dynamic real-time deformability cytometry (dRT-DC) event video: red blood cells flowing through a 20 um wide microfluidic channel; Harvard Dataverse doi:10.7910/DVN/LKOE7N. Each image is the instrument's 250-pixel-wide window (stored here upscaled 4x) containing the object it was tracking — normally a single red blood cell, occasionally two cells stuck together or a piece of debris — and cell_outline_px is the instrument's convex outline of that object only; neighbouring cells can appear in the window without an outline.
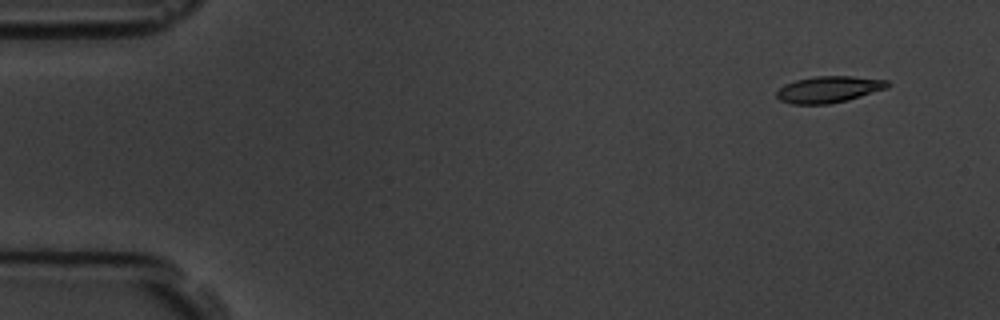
{"species": "common noctule bat (a hibernating species)", "species_latin": "Nyctalus noctula", "temperature_condition": "room temperature", "stored_images_in_passage": 6, "camera_frame_rate_fps": 3000, "um_per_image_px": 0.085, "animal": {"sex": "male", "body_mass_g": 19.5, "forearm_length_mm": 54.6}, "frame": {"image": 1, "passage_image": 2, "time_ms": 1.0, "image_size_px": [1000, 320], "cell_outline_px": [[892, 84], [888, 88], [848, 100], [828, 104], [792, 104], [780, 100], [776, 96], [776, 92], [784, 84], [796, 80], [816, 76], [852, 76], [888, 80]], "centroid_in_image_um": [70.47, 7.59], "position_along_channel_um": 14.5, "area_um2": 17.22}}
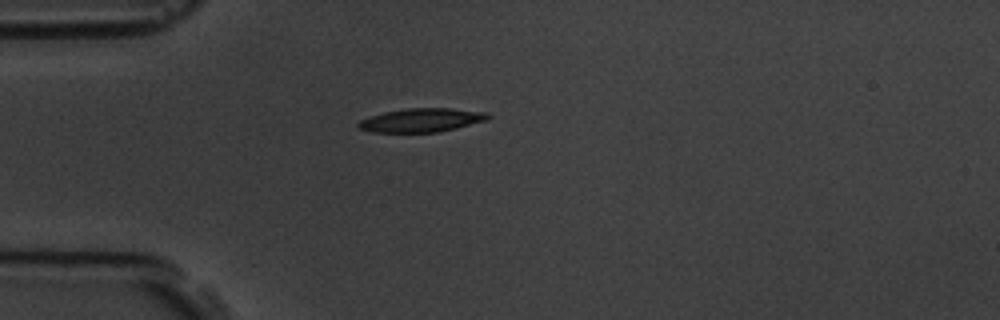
{"frame": {"image": 2, "passage_image": 5, "time_ms": 4.667, "image_size_px": [1000, 320], "cell_outline_px": [[492, 116], [488, 120], [440, 132], [372, 132], [360, 128], [356, 124], [360, 120], [384, 112], [408, 108], [448, 108], [488, 112]], "centroid_in_image_um": [35.88, 10.21], "position_along_channel_um": 49.1, "area_um2": 17.86}}